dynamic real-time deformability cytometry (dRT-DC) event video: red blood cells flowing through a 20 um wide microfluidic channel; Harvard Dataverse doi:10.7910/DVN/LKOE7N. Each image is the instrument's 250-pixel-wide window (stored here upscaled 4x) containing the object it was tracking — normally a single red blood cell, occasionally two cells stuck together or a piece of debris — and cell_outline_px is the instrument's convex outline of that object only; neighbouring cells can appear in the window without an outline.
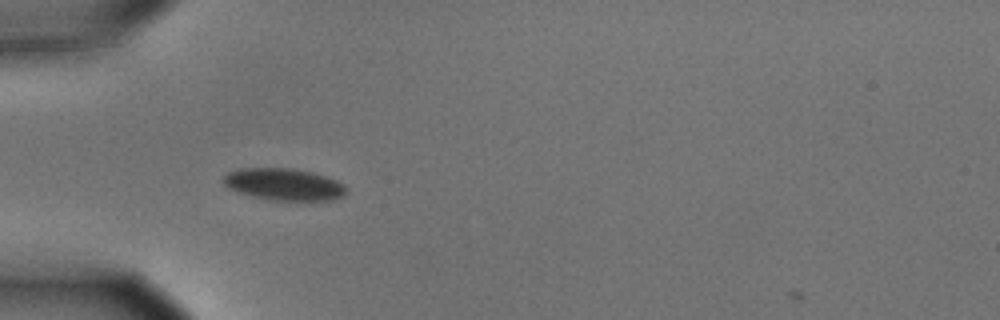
{"species": "common noctule bat (a hibernating species)", "species_latin": "Nyctalus noctula", "temperature_condition": "cold", "stored_images_in_passage": 5, "camera_frame_rate_fps": 3000, "um_per_image_px": 0.085, "animal": {"sex": "male", "body_mass_g": 15.6}, "frame": {"image": 1, "passage_image": 5, "time_ms": 1.333, "image_size_px": [1000, 320], "cell_outline_px": [[348, 192], [344, 196], [332, 200], [268, 200], [252, 196], [228, 188], [224, 184], [224, 176], [228, 172], [240, 168], [292, 168], [312, 172], [336, 180], [344, 184], [348, 188]], "centroid_in_image_um": [24.17, 15.67], "position_along_channel_um": 60.8, "area_um2": 22.95}}